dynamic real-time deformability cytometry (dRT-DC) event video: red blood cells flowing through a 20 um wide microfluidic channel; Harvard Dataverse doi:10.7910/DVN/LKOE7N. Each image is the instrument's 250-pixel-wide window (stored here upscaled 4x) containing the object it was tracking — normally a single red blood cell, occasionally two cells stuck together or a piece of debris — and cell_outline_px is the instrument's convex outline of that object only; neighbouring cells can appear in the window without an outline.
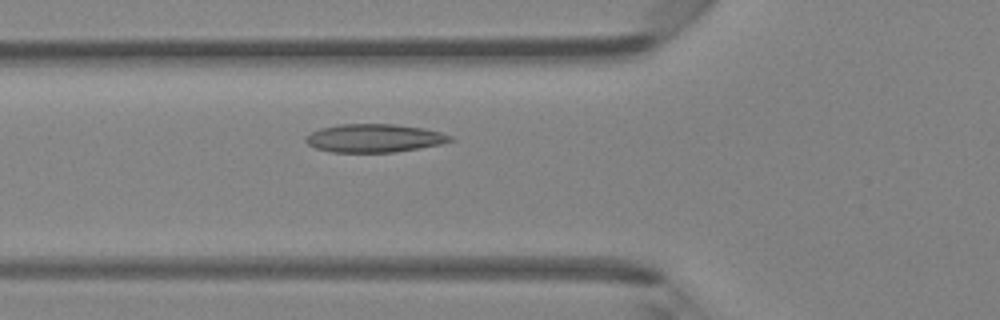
{"species": "Egyptian fruit bat (a non-hibernating species)", "species_latin": "Rousettus aegyptiacus", "temperature_condition": "room temperature", "stored_images_in_passage": 43, "camera_frame_rate_fps": 3000, "um_per_image_px": 0.085, "animal": {"sex": "female"}, "frame": {"image": 1, "passage_image": 15, "time_ms": 4.667, "image_size_px": [1000, 320], "cell_outline_px": [[456, 140], [440, 144], [420, 148], [392, 152], [332, 152], [316, 148], [308, 144], [304, 140], [304, 136], [320, 128], [336, 124], [396, 124], [424, 128], [440, 132], [452, 136]], "centroid_in_image_um": [31.81, 11.73], "position_along_channel_um": 94.0, "area_um2": 23.93}}
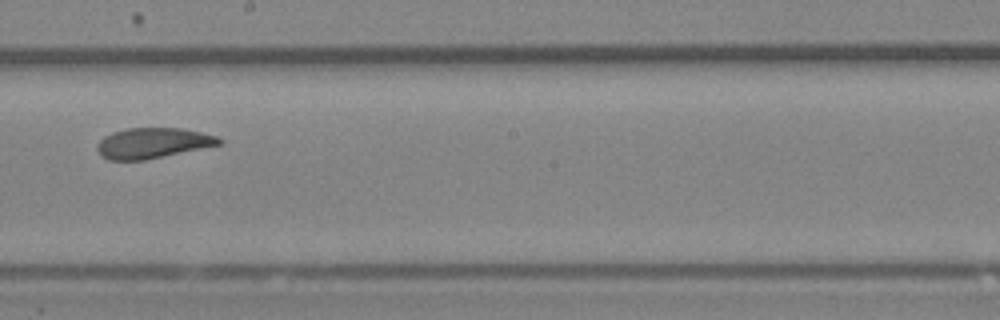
{"frame": {"image": 2, "passage_image": 25, "time_ms": 8.0, "image_size_px": [1000, 320], "cell_outline_px": [[224, 140], [220, 144], [144, 160], [108, 160], [100, 156], [96, 148], [96, 144], [104, 136], [112, 132], [128, 128], [184, 128], [216, 136]], "centroid_in_image_um": [12.93, 12.15], "position_along_channel_um": 235.3, "area_um2": 21.56}}
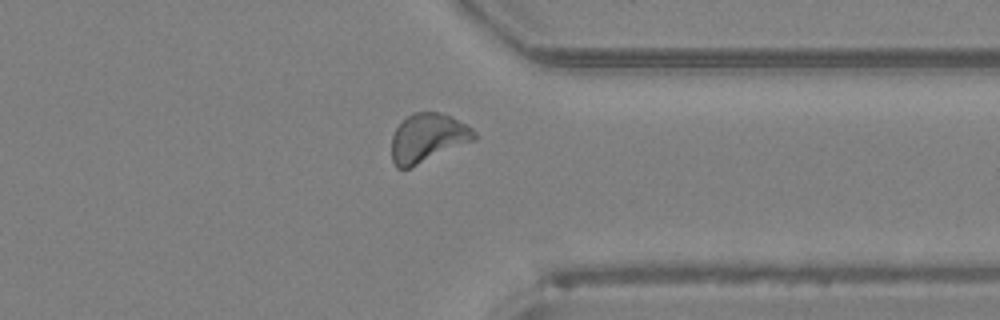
{"frame": {"image": 3, "passage_image": 35, "time_ms": 11.333, "image_size_px": [1000, 320], "cell_outline_px": [[476, 140], [408, 168], [396, 168], [392, 160], [392, 136], [396, 128], [408, 116], [416, 112], [436, 112], [452, 116], [472, 128], [476, 132]], "centroid_in_image_um": [36.38, 11.72], "position_along_channel_um": 375.0, "area_um2": 23.24}, "authors_computed_cell_mechanics": {"area_um2": 22.7154, "velocity_mm_per_s": 4.2544, "shape_relaxation_time_tau1_ms": 6.3209, "shape_relaxation_time_tau2_ms": 2.4499, "deformation_change_tau1": 0.154, "deformation_change_tau2": 0.0715}}